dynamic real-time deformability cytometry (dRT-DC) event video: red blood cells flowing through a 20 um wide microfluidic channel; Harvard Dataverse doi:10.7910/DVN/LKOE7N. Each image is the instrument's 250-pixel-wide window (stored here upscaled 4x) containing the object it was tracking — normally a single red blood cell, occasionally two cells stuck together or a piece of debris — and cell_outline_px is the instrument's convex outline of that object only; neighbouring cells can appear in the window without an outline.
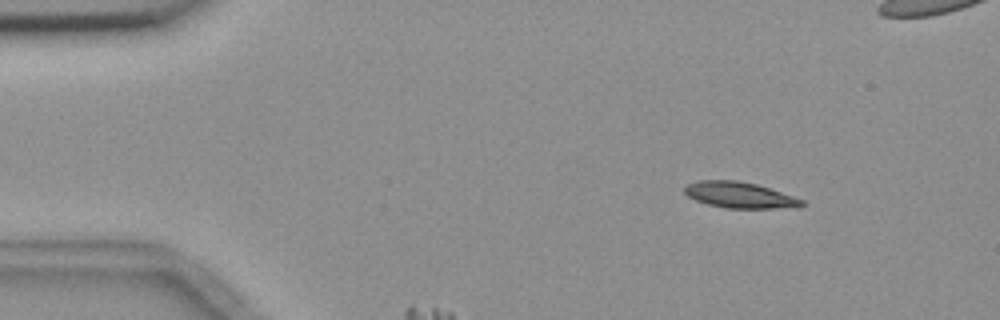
{"species": "common noctule bat (a hibernating species)", "species_latin": "Nyctalus noctula", "temperature_condition": "room temperature", "stored_images_in_passage": 5, "camera_frame_rate_fps": 3000, "um_per_image_px": 0.085, "animal": {"sex": "female", "body_mass_g": 18.4}, "frame": {"image": 1, "passage_image": 2, "time_ms": 1.0, "image_size_px": [1000, 320], "cell_outline_px": [[808, 204], [800, 208], [724, 208], [708, 204], [696, 200], [688, 196], [684, 192], [684, 188], [688, 184], [696, 180], [740, 180], [756, 184], [804, 200]], "centroid_in_image_um": [62.9, 16.58], "position_along_channel_um": 22.1, "area_um2": 17.92}}